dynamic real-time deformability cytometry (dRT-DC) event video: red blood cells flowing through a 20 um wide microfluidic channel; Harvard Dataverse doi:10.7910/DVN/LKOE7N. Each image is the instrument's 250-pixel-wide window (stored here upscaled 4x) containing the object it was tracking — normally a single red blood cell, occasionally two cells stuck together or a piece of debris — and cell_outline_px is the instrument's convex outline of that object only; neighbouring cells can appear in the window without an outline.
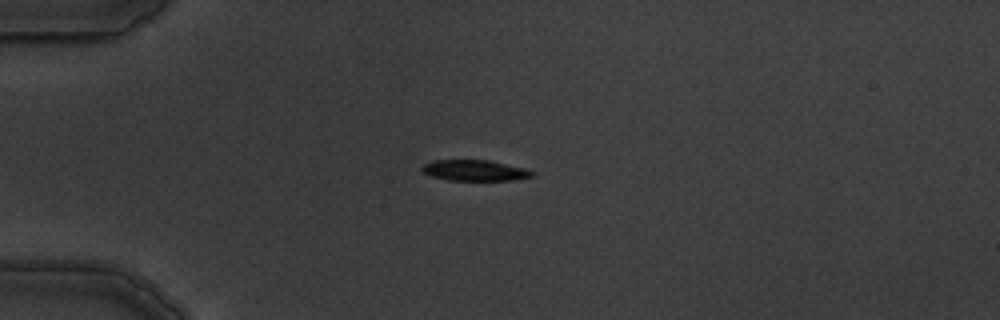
{"species": "common noctule bat (a hibernating species)", "species_latin": "Nyctalus noctula", "temperature_condition": "warm", "stored_images_in_passage": 9, "camera_frame_rate_fps": 3000, "um_per_image_px": 0.085, "animal": {"sex": "male", "body_mass_g": 19.5, "forearm_length_mm": 54.6}, "frame": {"image": 1, "passage_image": 4, "time_ms": 3.667, "image_size_px": [1000, 320], "cell_outline_px": [[536, 176], [512, 180], [448, 180], [432, 176], [424, 172], [420, 168], [424, 164], [432, 160], [488, 160], [524, 168], [532, 172]], "centroid_in_image_um": [40.34, 14.48], "position_along_channel_um": 44.7, "area_um2": 13.24}}
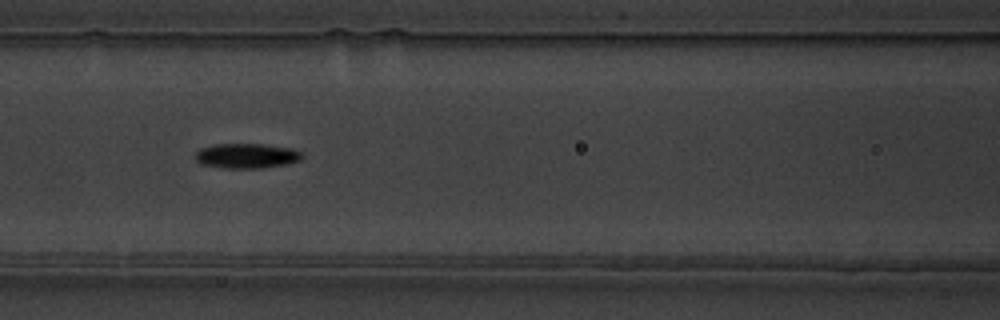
{"frame": {"image": 2, "passage_image": 7, "time_ms": 7.0, "image_size_px": [1000, 320], "cell_outline_px": [[304, 156], [300, 160], [288, 164], [260, 168], [224, 168], [200, 164], [196, 160], [196, 152], [200, 148], [216, 144], [260, 144], [292, 148], [300, 152]], "centroid_in_image_um": [20.96, 13.25], "position_along_channel_um": 145.6, "area_um2": 15.49}}
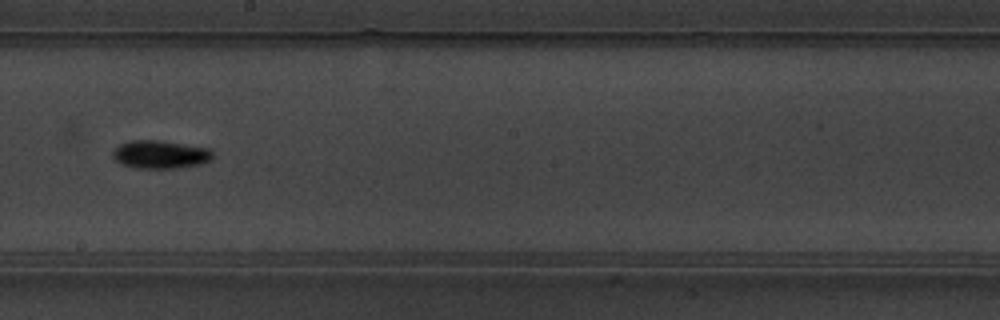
{"frame": {"image": 3, "passage_image": 9, "time_ms": 9.333, "image_size_px": [1000, 320], "cell_outline_px": [[212, 160], [200, 164], [176, 168], [136, 168], [120, 164], [112, 156], [112, 152], [120, 144], [128, 140], [156, 140], [208, 148], [212, 152]], "centroid_in_image_um": [13.59, 13.13], "position_along_channel_um": 234.6, "area_um2": 16.3}}